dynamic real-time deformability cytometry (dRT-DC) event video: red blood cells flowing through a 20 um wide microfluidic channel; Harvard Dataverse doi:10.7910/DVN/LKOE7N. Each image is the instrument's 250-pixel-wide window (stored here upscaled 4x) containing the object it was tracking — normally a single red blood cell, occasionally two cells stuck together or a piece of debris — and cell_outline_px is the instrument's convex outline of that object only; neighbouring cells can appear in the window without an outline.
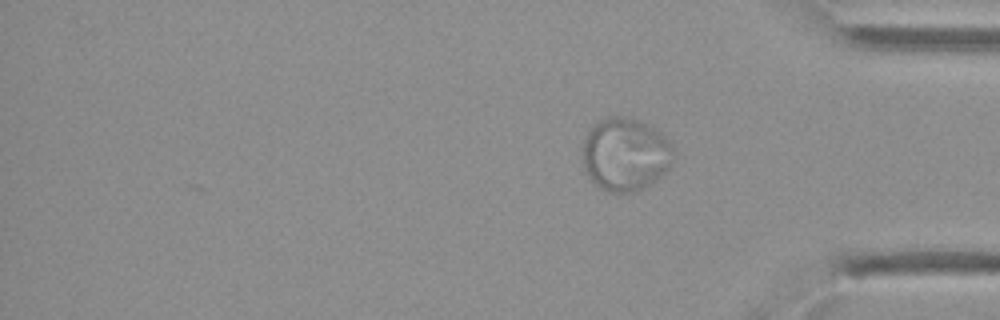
{"species": "Egyptian fruit bat (a non-hibernating species)", "species_latin": "Rousettus aegyptiacus", "temperature_condition": "cold", "stored_images_in_passage": 27, "camera_frame_rate_fps": 3000, "um_per_image_px": 0.085, "animal": {"sex": "female"}, "frame": {"image": 1, "passage_image": 27, "time_ms": 8.667, "image_size_px": [1000, 320], "cell_outline_px": [[672, 160], [668, 168], [660, 176], [644, 188], [632, 192], [608, 192], [600, 188], [588, 176], [580, 160], [580, 152], [584, 136], [600, 120], [608, 116], [632, 116], [656, 128], [668, 140], [672, 148]], "centroid_in_image_um": [53.1, 13.1], "position_along_channel_um": 382.1, "area_um2": 39.13}}